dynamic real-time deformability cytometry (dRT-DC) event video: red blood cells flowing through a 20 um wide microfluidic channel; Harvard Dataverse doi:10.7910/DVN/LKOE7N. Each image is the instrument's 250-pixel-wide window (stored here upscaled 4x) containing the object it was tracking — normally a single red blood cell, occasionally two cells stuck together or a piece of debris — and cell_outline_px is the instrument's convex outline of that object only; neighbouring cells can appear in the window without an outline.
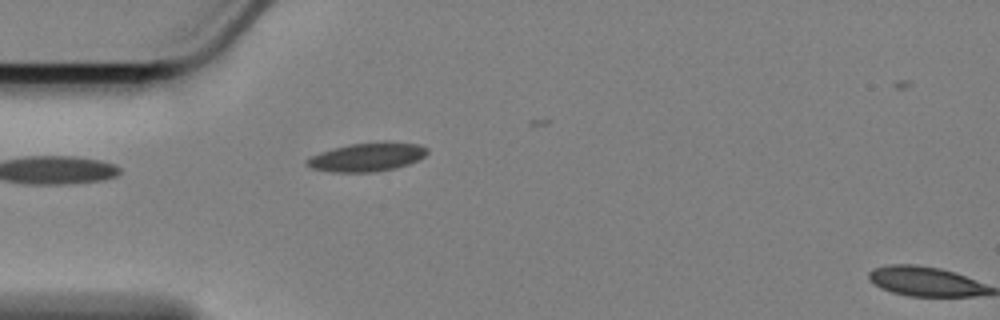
{"species": "Egyptian fruit bat (a non-hibernating species)", "species_latin": "Rousettus aegyptiacus", "temperature_condition": "cold", "stored_images_in_passage": 2, "camera_frame_rate_fps": 3000, "um_per_image_px": 0.085, "animal": {"sex": "female"}, "frame": {"image": 1, "passage_image": 1, "time_ms": 0.0, "image_size_px": [1000, 320], "cell_outline_px": [[428, 152], [424, 156], [408, 164], [392, 168], [372, 172], [332, 172], [312, 168], [304, 164], [304, 160], [308, 156], [332, 148], [348, 144], [384, 140], [388, 140], [420, 144], [428, 148]], "centroid_in_image_um": [31.17, 13.31], "position_along_channel_um": 53.8, "area_um2": 20.52}}